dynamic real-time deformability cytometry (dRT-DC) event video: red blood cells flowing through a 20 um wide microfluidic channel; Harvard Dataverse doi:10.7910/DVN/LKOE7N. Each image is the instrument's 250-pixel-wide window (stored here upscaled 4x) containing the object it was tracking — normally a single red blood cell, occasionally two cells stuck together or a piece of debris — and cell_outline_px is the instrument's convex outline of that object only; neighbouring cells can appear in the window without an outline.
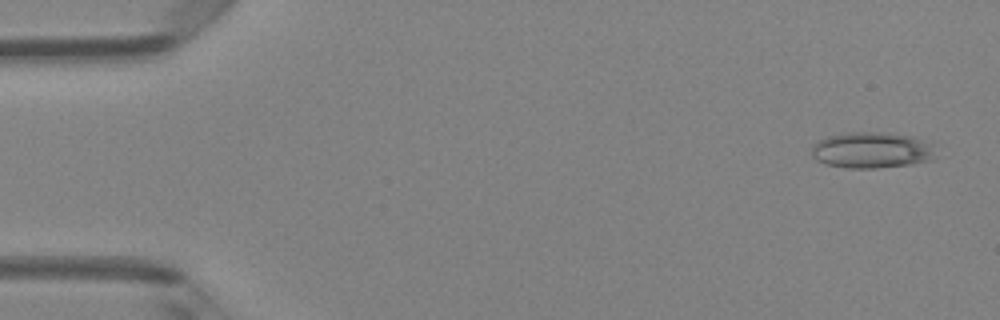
{"species": "Egyptian fruit bat (a non-hibernating species)", "species_latin": "Rousettus aegyptiacus", "temperature_condition": "room temperature", "stored_images_in_passage": 11, "camera_frame_rate_fps": 3000, "um_per_image_px": 0.085, "animal": {"sex": "female"}, "frame": {"image": 1, "passage_image": 2, "time_ms": 0.333, "image_size_px": [1000, 320], "cell_outline_px": [[932, 160], [908, 164], [876, 168], [844, 168], [824, 164], [816, 160], [812, 156], [812, 144], [828, 136], [848, 132], [884, 132], [912, 136], [932, 144]], "centroid_in_image_um": [74.03, 12.76], "position_along_channel_um": 11.0, "area_um2": 26.01}}